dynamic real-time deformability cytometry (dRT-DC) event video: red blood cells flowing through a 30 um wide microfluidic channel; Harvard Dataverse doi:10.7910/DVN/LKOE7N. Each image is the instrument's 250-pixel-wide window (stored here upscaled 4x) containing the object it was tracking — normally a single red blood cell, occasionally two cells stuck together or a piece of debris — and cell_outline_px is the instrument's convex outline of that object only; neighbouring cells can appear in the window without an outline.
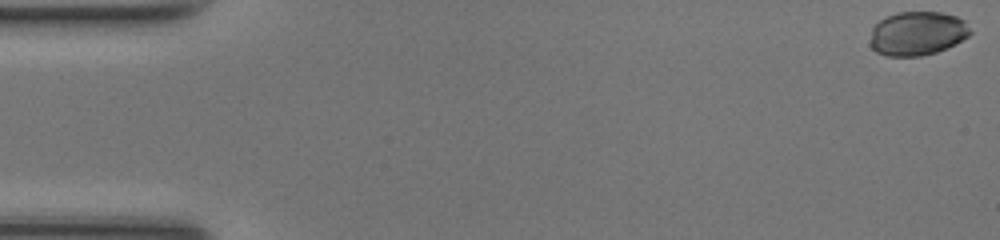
{"species": "common noctule bat (a hibernating species)", "species_latin": "Nyctalus noctula", "temperature_condition": "room temperature", "stored_images_in_passage": 49, "camera_frame_rate_fps": 3000, "um_per_image_px": 0.085, "animal": {"sex": "female", "body_mass_g": 17.0, "forearm_length_mm": 48.0}, "frame": {"image": 1, "passage_image": 1, "time_ms": 0.0, "image_size_px": [1000, 240], "cell_outline_px": [[972, 32], [968, 36], [936, 52], [920, 56], [888, 56], [876, 52], [868, 44], [872, 28], [880, 20], [896, 12], [940, 12], [956, 16], [964, 20]], "centroid_in_image_um": [77.93, 2.84], "position_along_channel_um": 7.1, "area_um2": 25.55}}
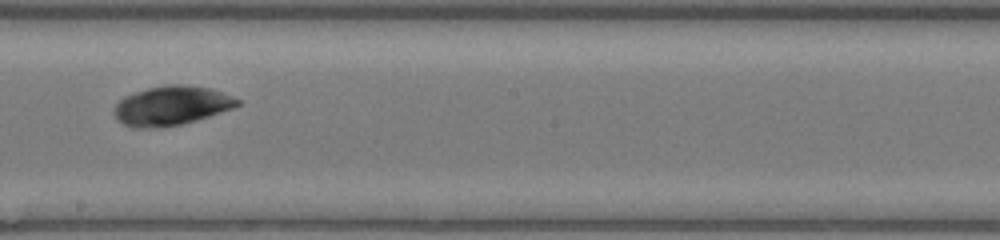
{"frame": {"image": 2, "passage_image": 28, "time_ms": 9.0, "image_size_px": [1000, 240], "cell_outline_px": [[240, 104], [232, 108], [196, 120], [180, 124], [160, 128], [140, 128], [124, 124], [116, 120], [116, 104], [124, 96], [148, 88], [168, 84], [184, 84], [212, 88], [232, 96], [240, 100]], "centroid_in_image_um": [14.59, 8.97], "position_along_channel_um": 233.6, "area_um2": 27.98}}
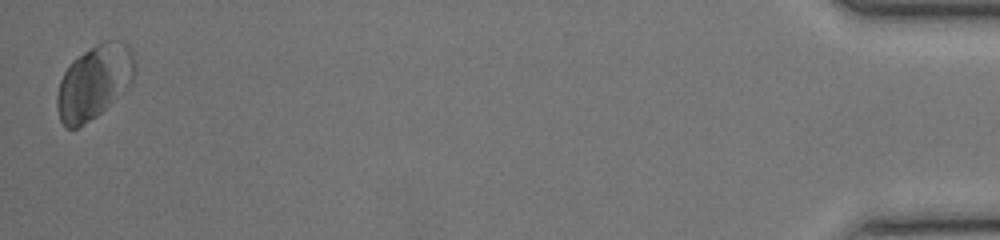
{"frame": {"image": 3, "passage_image": 49, "time_ms": 16.0, "image_size_px": [1000, 240], "cell_outline_px": [[136, 72], [132, 80], [96, 116], [76, 128], [64, 128], [60, 120], [56, 104], [56, 96], [60, 80], [68, 64], [72, 60], [96, 44], [104, 40], [120, 40], [132, 52]], "centroid_in_image_um": [7.95, 6.95], "position_along_channel_um": 427.2, "area_um2": 32.89}}